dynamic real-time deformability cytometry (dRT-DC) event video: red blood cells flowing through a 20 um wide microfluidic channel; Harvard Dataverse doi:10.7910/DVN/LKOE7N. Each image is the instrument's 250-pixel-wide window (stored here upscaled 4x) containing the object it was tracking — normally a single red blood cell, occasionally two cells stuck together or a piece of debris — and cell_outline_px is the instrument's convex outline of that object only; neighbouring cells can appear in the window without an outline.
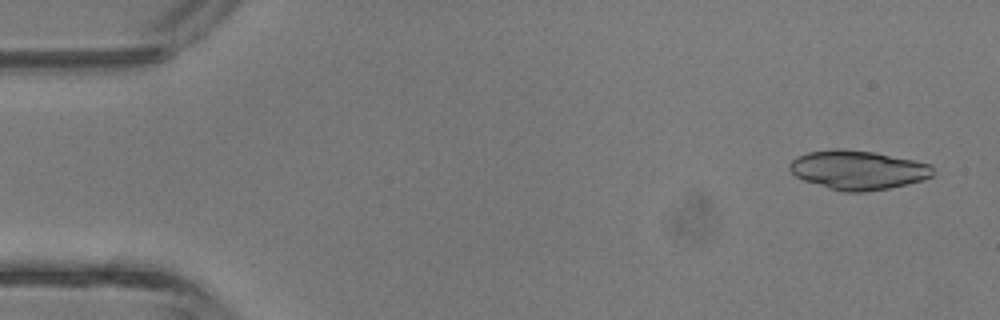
{"species": "common noctule bat (a hibernating species)", "species_latin": "Nyctalus noctula", "temperature_condition": "room temperature", "stored_images_in_passage": 3, "segment_of_instrument_passage": [2, 2], "camera_frame_rate_fps": 3000, "um_per_image_px": 0.085, "animal": {"sex": "male", "body_mass_g": 13.3}, "frame": {"image": 1, "passage_image": 3, "time_ms": 0.667, "image_size_px": [1000, 320], "cell_outline_px": [[932, 176], [924, 180], [888, 188], [864, 192], [844, 192], [828, 188], [804, 180], [796, 176], [788, 168], [788, 164], [796, 156], [808, 152], [836, 148], [840, 148], [876, 152], [932, 164]], "centroid_in_image_um": [72.91, 14.44], "position_along_channel_um": 12.1, "area_um2": 32.77}}